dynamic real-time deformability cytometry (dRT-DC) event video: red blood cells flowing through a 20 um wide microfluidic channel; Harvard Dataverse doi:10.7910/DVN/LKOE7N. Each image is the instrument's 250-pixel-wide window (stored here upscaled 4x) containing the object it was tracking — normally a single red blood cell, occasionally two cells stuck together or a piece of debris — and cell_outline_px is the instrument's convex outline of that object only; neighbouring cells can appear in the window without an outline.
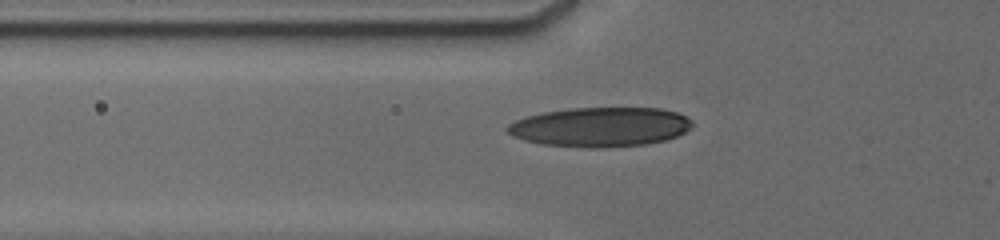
{"species": "human", "species_latin": "Homo sapiens", "temperature_condition": "cold", "stored_images_in_passage": 53, "camera_frame_rate_fps": 3000, "um_per_image_px": 0.085, "donor": {"sex": "male"}, "frame": {"image": 1, "passage_image": 2, "time_ms": 0.333, "image_size_px": [1000, 240], "cell_outline_px": [[692, 128], [676, 136], [664, 140], [648, 144], [600, 148], [588, 148], [540, 144], [524, 140], [512, 136], [504, 128], [508, 124], [524, 116], [544, 112], [572, 108], [660, 108], [676, 112], [692, 120]], "centroid_in_image_um": [50.99, 10.8], "position_along_channel_um": 74.8, "area_um2": 42.71}}
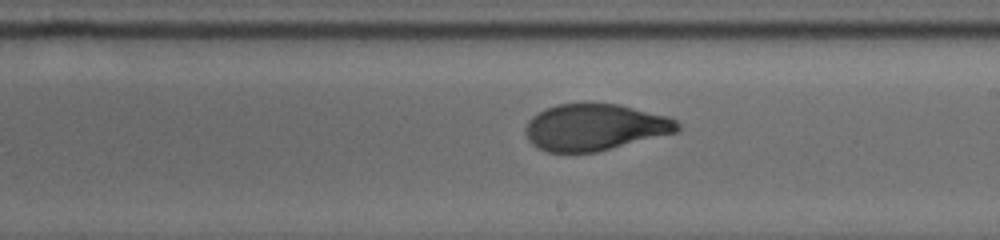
{"frame": {"image": 2, "passage_image": 22, "time_ms": 4.667, "image_size_px": [1000, 240], "cell_outline_px": [[680, 128], [676, 132], [596, 152], [548, 152], [536, 148], [528, 140], [524, 132], [524, 128], [528, 120], [532, 116], [544, 108], [556, 104], [588, 100], [620, 104], [668, 116], [676, 120], [680, 124]], "centroid_in_image_um": [50.51, 10.77], "position_along_channel_um": 238.5, "area_um2": 42.25}}
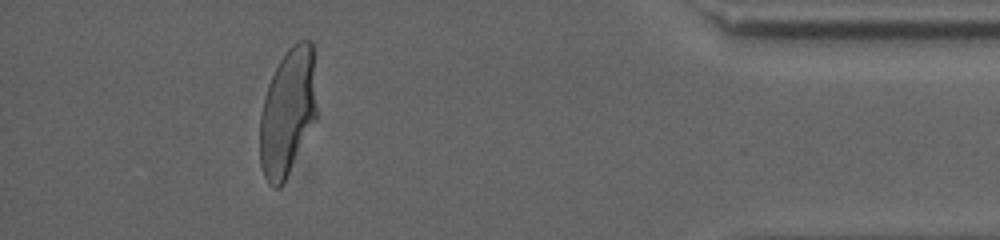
{"frame": {"image": 3, "passage_image": 46, "time_ms": 10.333, "image_size_px": [1000, 240], "cell_outline_px": [[316, 120], [280, 188], [272, 188], [268, 184], [264, 176], [260, 164], [260, 116], [264, 96], [268, 84], [280, 60], [288, 48], [292, 44], [300, 40], [312, 40], [316, 108]], "centroid_in_image_um": [24.43, 9.54], "position_along_channel_um": 410.8, "area_um2": 42.02}, "authors_computed_cell_mechanics": {"area_um2": 42.3674, "velocity_mm_per_s": 3.7797, "shape_relaxation_time_tau1_ms": 4.031, "shape_relaxation_time_tau2_ms": 0.7864, "deformation_change_tau1": 0.1676, "deformation_change_tau2": 0.0586}}